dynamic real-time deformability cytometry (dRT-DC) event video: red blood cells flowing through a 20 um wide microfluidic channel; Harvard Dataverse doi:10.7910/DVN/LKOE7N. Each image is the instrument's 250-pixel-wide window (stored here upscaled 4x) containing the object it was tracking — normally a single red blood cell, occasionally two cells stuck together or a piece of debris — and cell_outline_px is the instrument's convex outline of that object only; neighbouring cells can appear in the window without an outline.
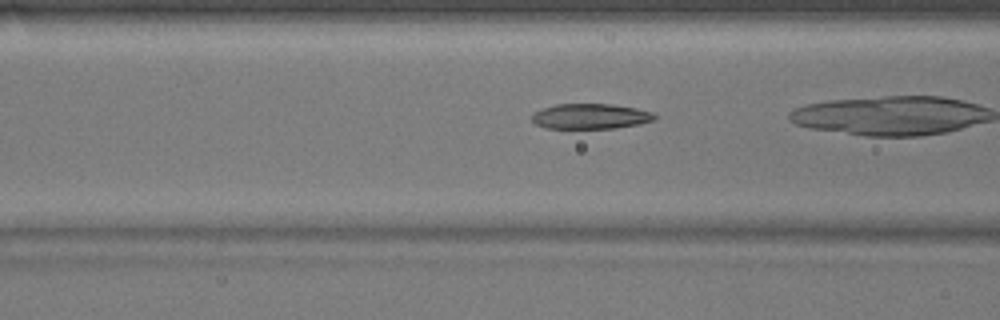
{"species": "common noctule bat (a hibernating species)", "species_latin": "Nyctalus noctula", "temperature_condition": "warm", "stored_images_in_passage": 18, "camera_frame_rate_fps": 3000, "um_per_image_px": 0.085, "animal": {"sex": "male", "body_mass_g": 17.9}, "frame": {"image": 1, "passage_image": 16, "time_ms": 5.0, "image_size_px": [1000, 320], "cell_outline_px": [[656, 116], [652, 120], [640, 124], [616, 128], [544, 128], [536, 124], [532, 120], [532, 116], [536, 112], [544, 108], [556, 104], [612, 104], [636, 108], [652, 112]], "centroid_in_image_um": [50.2, 9.89], "position_along_channel_um": 116.4, "area_um2": 17.92}}